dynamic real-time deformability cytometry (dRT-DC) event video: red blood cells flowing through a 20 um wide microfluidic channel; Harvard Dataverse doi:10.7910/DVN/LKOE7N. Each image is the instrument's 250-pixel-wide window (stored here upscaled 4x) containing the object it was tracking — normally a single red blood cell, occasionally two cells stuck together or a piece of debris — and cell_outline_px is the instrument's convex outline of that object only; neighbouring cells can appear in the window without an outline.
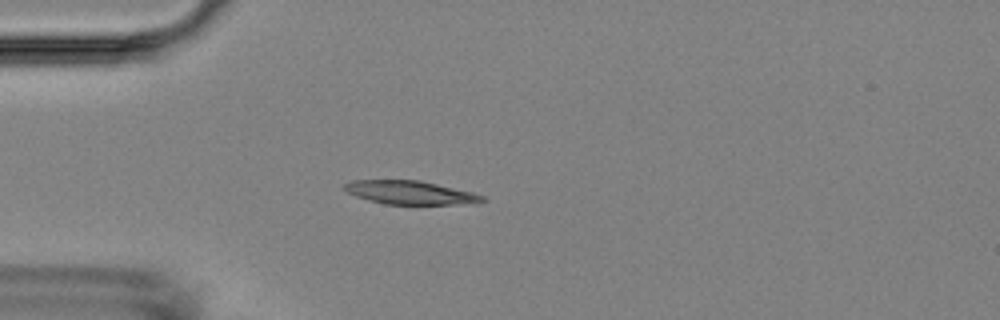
{"species": "Egyptian fruit bat (a non-hibernating species)", "species_latin": "Rousettus aegyptiacus", "temperature_condition": "room temperature", "stored_images_in_passage": 46, "camera_frame_rate_fps": 3000, "um_per_image_px": 0.085, "animal": {"sex": "female"}, "frame": {"image": 1, "passage_image": 6, "time_ms": 1.667, "image_size_px": [1000, 320], "cell_outline_px": [[488, 200], [456, 204], [384, 204], [368, 200], [356, 196], [348, 192], [344, 188], [344, 184], [352, 180], [420, 180], [472, 192], [484, 196]], "centroid_in_image_um": [34.83, 16.36], "position_along_channel_um": 50.2, "area_um2": 18.67}}
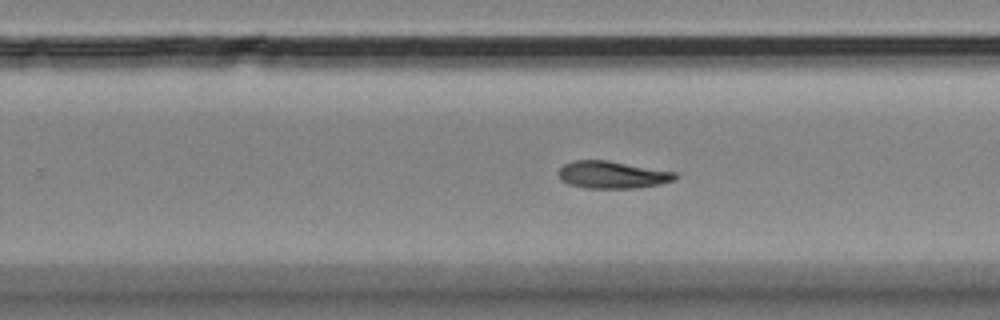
{"frame": {"image": 2, "passage_image": 26, "time_ms": 8.333, "image_size_px": [1000, 320], "cell_outline_px": [[680, 176], [676, 180], [660, 184], [636, 188], [584, 188], [568, 184], [560, 180], [560, 168], [564, 164], [572, 160], [608, 160], [676, 172]], "centroid_in_image_um": [52.08, 14.86], "position_along_channel_um": 277.7, "area_um2": 18.73}}
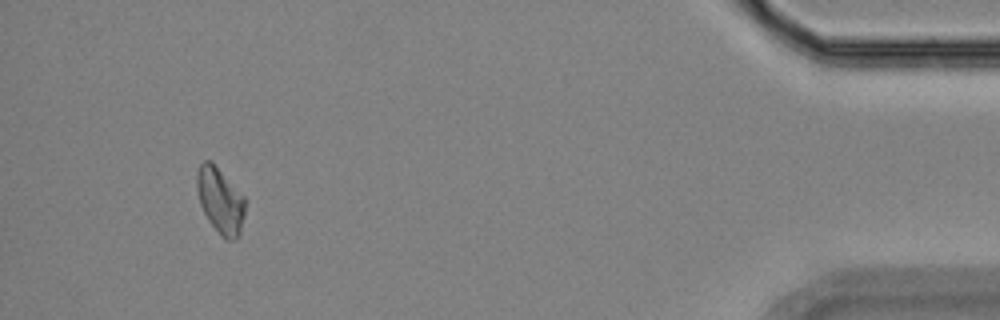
{"frame": {"image": 3, "passage_image": 43, "time_ms": 14.0, "image_size_px": [1000, 320], "cell_outline_px": [[244, 216], [240, 236], [236, 240], [228, 240], [220, 236], [208, 220], [200, 204], [196, 188], [196, 172], [200, 164], [204, 160], [212, 160], [244, 196]], "centroid_in_image_um": [18.71, 17.04], "position_along_channel_um": 416.5, "area_um2": 18.79}}